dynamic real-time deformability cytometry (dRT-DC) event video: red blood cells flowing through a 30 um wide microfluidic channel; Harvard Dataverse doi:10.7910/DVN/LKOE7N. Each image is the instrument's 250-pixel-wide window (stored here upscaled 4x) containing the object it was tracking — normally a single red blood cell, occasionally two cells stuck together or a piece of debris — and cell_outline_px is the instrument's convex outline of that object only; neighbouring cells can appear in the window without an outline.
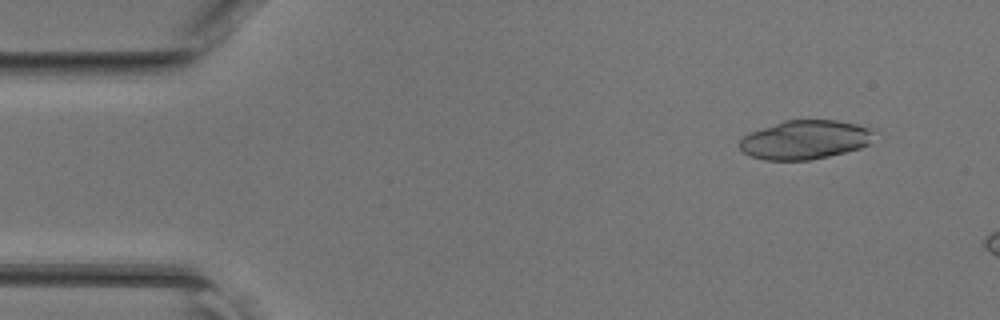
{"species": "common noctule bat (a hibernating species)", "species_latin": "Nyctalus noctula", "temperature_condition": "room temperature", "stored_images_in_passage": 10, "camera_frame_rate_fps": 3000, "um_per_image_px": 0.085, "animal": {"sex": "female", "body_mass_g": 17.0, "forearm_length_mm": 48.0}, "frame": {"image": 1, "passage_image": 4, "time_ms": 1.0, "image_size_px": [1000, 320], "cell_outline_px": [[876, 128], [868, 144], [860, 148], [828, 156], [808, 160], [764, 160], [752, 156], [744, 152], [740, 148], [740, 140], [748, 132], [784, 120], [836, 120]], "centroid_in_image_um": [68.43, 11.86], "position_along_channel_um": 16.6, "area_um2": 30.52}}